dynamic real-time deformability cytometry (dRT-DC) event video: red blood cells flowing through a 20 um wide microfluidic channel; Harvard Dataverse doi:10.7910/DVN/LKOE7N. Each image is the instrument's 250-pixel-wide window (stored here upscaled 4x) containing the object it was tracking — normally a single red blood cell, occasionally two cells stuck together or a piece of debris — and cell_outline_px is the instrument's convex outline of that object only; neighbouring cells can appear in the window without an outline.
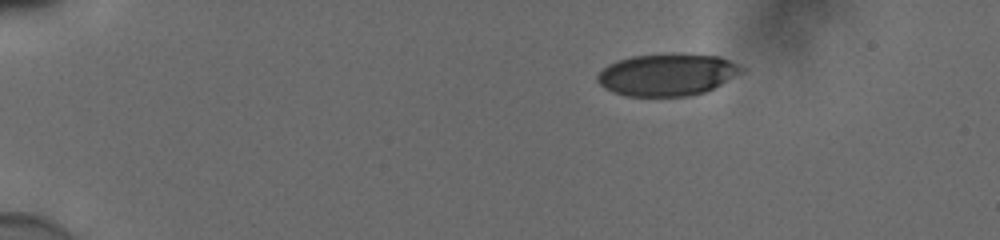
{"species": "human", "species_latin": "Homo sapiens", "temperature_condition": "cold", "stored_images_in_passage": 46, "camera_frame_rate_fps": 3000, "um_per_image_px": 0.085, "donor": {"sex": "male"}, "frame": {"image": 1, "passage_image": 1, "time_ms": 0.0, "image_size_px": [1000, 240], "cell_outline_px": [[748, 68], [744, 72], [704, 92], [688, 96], [624, 96], [612, 92], [604, 88], [596, 80], [596, 76], [608, 64], [616, 60], [632, 56], [672, 52], [720, 56]], "centroid_in_image_um": [56.72, 6.32], "position_along_channel_um": 28.3, "area_um2": 35.95}}
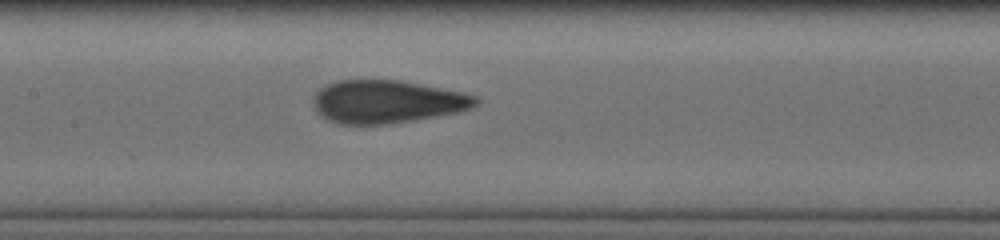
{"frame": {"image": 2, "passage_image": 20, "time_ms": 6.333, "image_size_px": [1000, 240], "cell_outline_px": [[480, 100], [472, 108], [456, 112], [436, 116], [392, 124], [336, 124], [328, 120], [316, 108], [312, 100], [312, 96], [324, 84], [340, 80], [400, 80], [464, 92], [476, 96]], "centroid_in_image_um": [32.89, 8.64], "position_along_channel_um": 174.5, "area_um2": 40.75}}
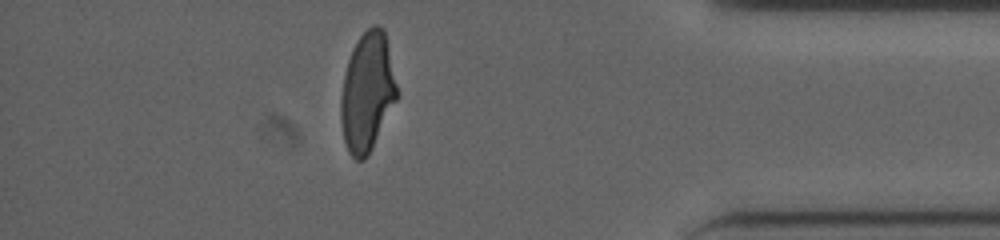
{"frame": {"image": 3, "passage_image": 40, "time_ms": 13.0, "image_size_px": [1000, 240], "cell_outline_px": [[400, 96], [368, 156], [364, 160], [356, 160], [348, 152], [344, 140], [340, 120], [340, 100], [344, 76], [348, 60], [352, 48], [360, 36], [372, 24], [376, 24], [384, 28]], "centroid_in_image_um": [31.24, 7.84], "position_along_channel_um": 404.0, "area_um2": 39.48}, "authors_computed_cell_mechanics": {"area_um2": 39.593, "velocity_mm_per_s": 3.876, "shape_relaxation_time_tau1_ms": 5.4336, "shape_relaxation_time_tau2_ms": 0.7695, "deformation_change_tau1": 0.1976, "deformation_change_tau2": 0.0827}}